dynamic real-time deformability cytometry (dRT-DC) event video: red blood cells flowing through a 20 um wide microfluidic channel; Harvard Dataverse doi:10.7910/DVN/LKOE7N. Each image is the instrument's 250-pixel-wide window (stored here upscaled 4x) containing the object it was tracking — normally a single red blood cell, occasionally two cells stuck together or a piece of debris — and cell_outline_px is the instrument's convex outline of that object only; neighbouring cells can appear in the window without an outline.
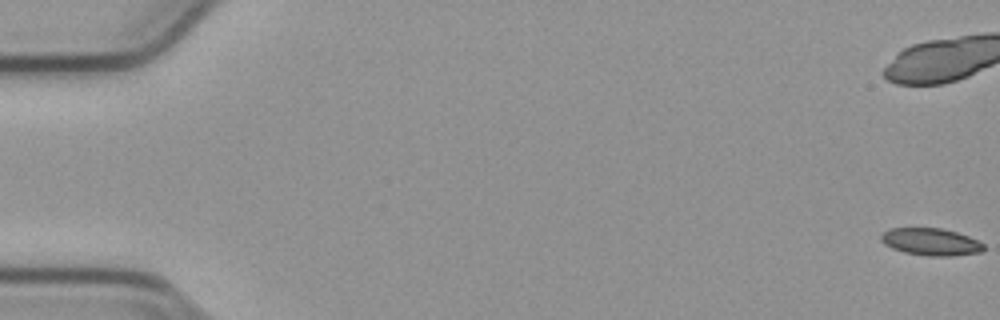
{"species": "common noctule bat (a hibernating species)", "species_latin": "Nyctalus noctula", "temperature_condition": "cold", "stored_images_in_passage": 18, "camera_frame_rate_fps": 3000, "um_per_image_px": 0.085, "animal": {"sex": "male", "body_mass_g": 23.1, "forearm_length_mm": 52.7}, "frame": {"image": 1, "passage_image": 1, "time_ms": 0.0, "image_size_px": [1000, 320], "cell_outline_px": [[984, 248], [980, 252], [956, 256], [928, 256], [904, 252], [892, 248], [884, 244], [880, 240], [880, 232], [888, 228], [940, 228], [956, 232], [968, 236], [984, 244]], "centroid_in_image_um": [79.07, 20.55], "position_along_channel_um": 5.9, "area_um2": 16.42}}